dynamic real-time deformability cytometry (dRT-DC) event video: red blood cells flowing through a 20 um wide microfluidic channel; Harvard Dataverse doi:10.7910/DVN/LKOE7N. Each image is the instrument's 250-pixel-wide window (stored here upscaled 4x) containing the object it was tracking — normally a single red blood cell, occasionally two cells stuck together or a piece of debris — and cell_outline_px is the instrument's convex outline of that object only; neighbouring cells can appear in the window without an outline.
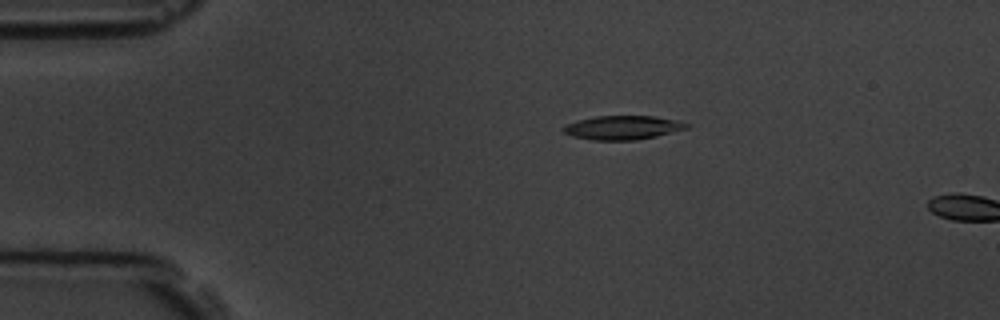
{"species": "common noctule bat (a hibernating species)", "species_latin": "Nyctalus noctula", "temperature_condition": "room temperature", "stored_images_in_passage": 5, "camera_frame_rate_fps": 3000, "um_per_image_px": 0.085, "animal": {"sex": "male", "body_mass_g": 19.5, "forearm_length_mm": 54.6}, "frame": {"image": 1, "passage_image": 4, "time_ms": 3.333, "image_size_px": [1000, 320], "cell_outline_px": [[692, 124], [688, 128], [656, 136], [636, 140], [592, 140], [572, 136], [564, 132], [560, 128], [564, 124], [576, 120], [596, 116], [656, 116], [680, 120]], "centroid_in_image_um": [52.93, 10.83], "position_along_channel_um": 32.1, "area_um2": 17.46}}